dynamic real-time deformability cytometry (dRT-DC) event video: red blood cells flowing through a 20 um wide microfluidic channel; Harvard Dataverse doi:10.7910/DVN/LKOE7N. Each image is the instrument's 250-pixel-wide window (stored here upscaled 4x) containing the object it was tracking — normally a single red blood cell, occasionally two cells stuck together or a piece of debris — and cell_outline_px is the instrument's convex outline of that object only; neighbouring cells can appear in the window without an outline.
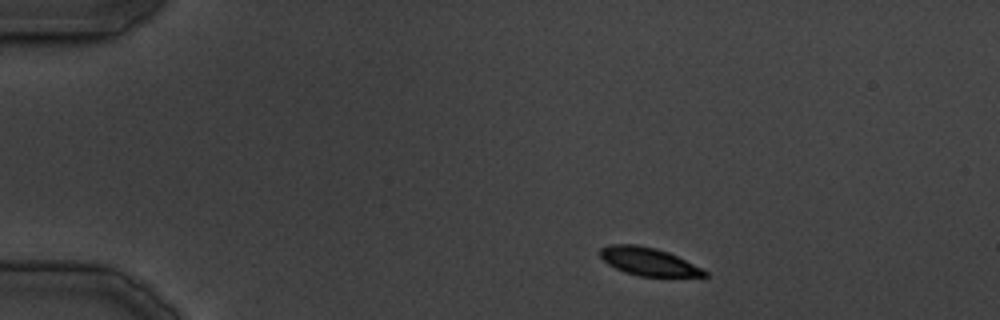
{"species": "common noctule bat (a hibernating species)", "species_latin": "Nyctalus noctula", "temperature_condition": "cold", "stored_images_in_passage": 34, "camera_frame_rate_fps": 3000, "um_per_image_px": 0.085, "animal": {"sex": "male", "body_mass_g": 19.5, "forearm_length_mm": 54.6}, "frame": {"image": 1, "passage_image": 1, "time_ms": 0.0, "image_size_px": [1000, 320], "cell_outline_px": [[708, 276], [640, 276], [624, 272], [608, 264], [600, 256], [600, 248], [608, 244], [636, 244], [656, 248], [668, 252], [708, 272]], "centroid_in_image_um": [55.06, 22.22], "position_along_channel_um": 29.9, "area_um2": 16.76}}
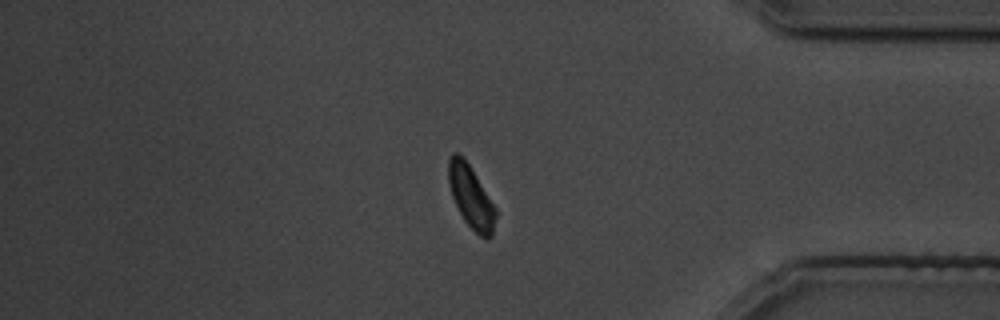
{"frame": {"image": 2, "passage_image": 28, "time_ms": 32.0, "image_size_px": [1000, 320], "cell_outline_px": [[496, 216], [492, 236], [488, 240], [480, 236], [464, 220], [452, 196], [448, 184], [448, 160], [452, 152], [456, 152], [464, 156], [496, 208]], "centroid_in_image_um": [40.02, 16.7], "position_along_channel_um": 395.2, "area_um2": 17.17}}
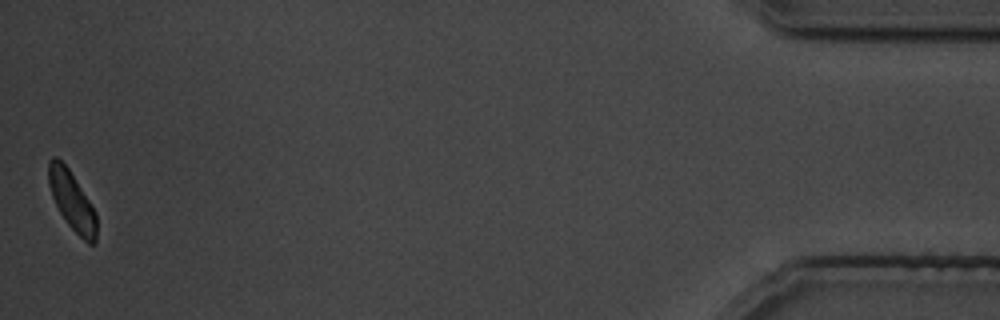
{"frame": {"image": 3, "passage_image": 34, "time_ms": 38.667, "image_size_px": [1000, 320], "cell_outline_px": [[96, 240], [92, 244], [88, 244], [68, 224], [60, 212], [52, 196], [48, 184], [48, 160], [52, 156], [56, 156], [68, 168], [96, 212]], "centroid_in_image_um": [6.1, 17.05], "position_along_channel_um": 429.1, "area_um2": 16.18}}